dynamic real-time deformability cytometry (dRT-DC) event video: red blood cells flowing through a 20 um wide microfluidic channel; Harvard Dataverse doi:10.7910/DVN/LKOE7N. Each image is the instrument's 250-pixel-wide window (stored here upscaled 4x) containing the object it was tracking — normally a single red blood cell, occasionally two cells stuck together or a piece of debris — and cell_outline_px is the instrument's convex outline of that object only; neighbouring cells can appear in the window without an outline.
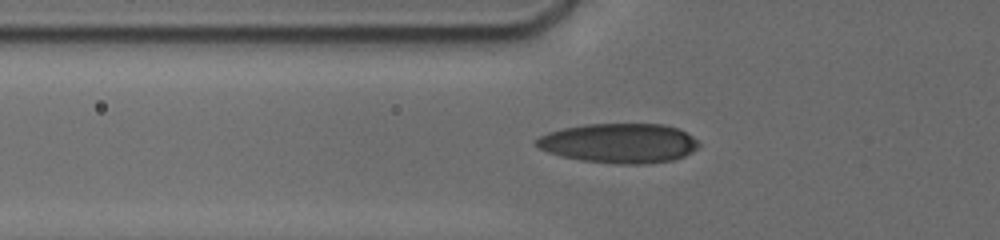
{"species": "human", "species_latin": "Homo sapiens", "temperature_condition": "cold", "stored_images_in_passage": 53, "camera_frame_rate_fps": 3000, "um_per_image_px": 0.085, "donor": {"sex": "male"}, "frame": {"image": 1, "passage_image": 23, "time_ms": 7.0, "image_size_px": [1000, 240], "cell_outline_px": [[700, 144], [692, 152], [684, 156], [672, 160], [644, 164], [620, 164], [580, 160], [548, 152], [540, 148], [536, 144], [536, 140], [540, 136], [548, 132], [564, 128], [584, 124], [664, 124], [676, 128], [692, 136]], "centroid_in_image_um": [52.64, 12.17], "position_along_channel_um": 73.2, "area_um2": 37.22}}
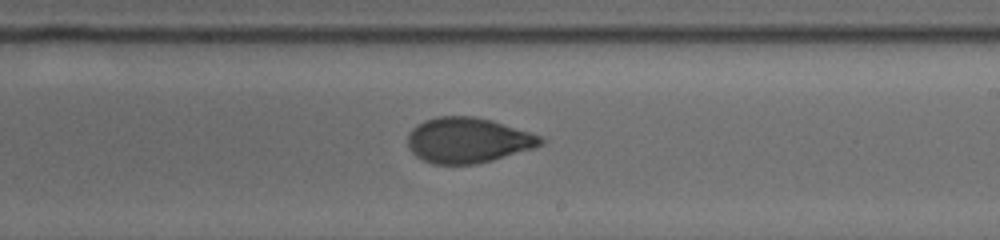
{"frame": {"image": 2, "passage_image": 35, "time_ms": 11.667, "image_size_px": [1000, 240], "cell_outline_px": [[544, 144], [536, 148], [492, 160], [476, 164], [432, 164], [416, 156], [408, 148], [408, 136], [412, 128], [424, 120], [436, 116], [472, 116], [492, 120], [544, 136]], "centroid_in_image_um": [39.81, 11.92], "position_along_channel_um": 249.2, "area_um2": 35.43}}
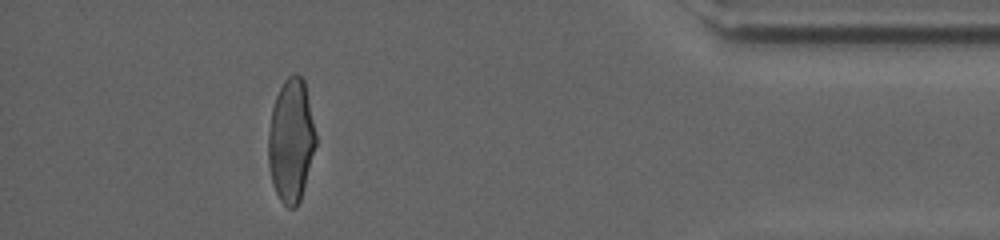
{"frame": {"image": 3, "passage_image": 49, "time_ms": 17.0, "image_size_px": [1000, 240], "cell_outline_px": [[316, 144], [300, 200], [296, 208], [288, 208], [280, 200], [276, 192], [272, 180], [268, 164], [268, 132], [272, 108], [276, 96], [284, 80], [288, 76], [296, 72], [304, 80], [316, 132]], "centroid_in_image_um": [24.73, 11.93], "position_along_channel_um": 410.5, "area_um2": 33.99}, "authors_computed_cell_mechanics": {"area_um2": 34.2176, "velocity_mm_per_s": 3.7936, "shape_relaxation_time_tau1_ms": 4.9801, "shape_relaxation_time_tau2_ms": 1.2034, "deformation_change_tau1": 0.1818, "deformation_change_tau2": 0.0651}}